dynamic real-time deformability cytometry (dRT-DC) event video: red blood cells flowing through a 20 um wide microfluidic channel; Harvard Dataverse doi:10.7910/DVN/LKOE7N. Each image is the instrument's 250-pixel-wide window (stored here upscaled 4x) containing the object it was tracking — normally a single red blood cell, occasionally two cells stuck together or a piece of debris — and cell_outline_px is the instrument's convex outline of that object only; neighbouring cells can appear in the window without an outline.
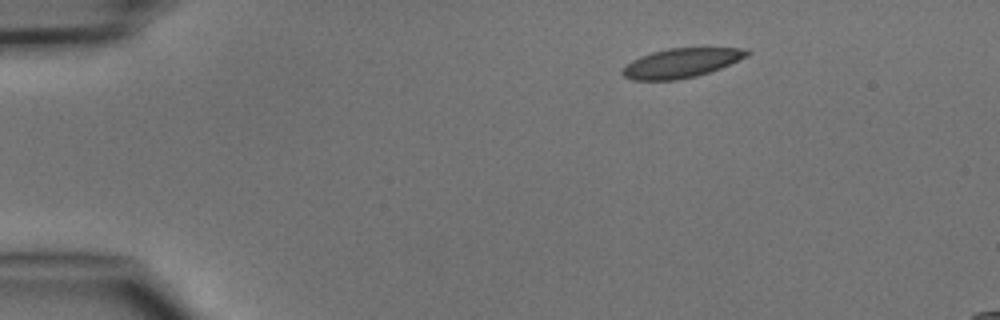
{"species": "common noctule bat (a hibernating species)", "species_latin": "Nyctalus noctula", "temperature_condition": "cold", "stored_images_in_passage": 4, "segment_of_instrument_passage": [1, 2], "camera_frame_rate_fps": 3000, "um_per_image_px": 0.085, "animal": {"sex": "male", "body_mass_g": 15.6}, "frame": {"image": 1, "passage_image": 1, "time_ms": 0.0, "image_size_px": [1000, 320], "cell_outline_px": [[752, 52], [748, 56], [720, 68], [696, 76], [676, 80], [632, 80], [624, 76], [620, 72], [632, 60], [640, 56], [652, 52], [668, 48], [748, 48]], "centroid_in_image_um": [57.92, 5.35], "position_along_channel_um": 27.1, "area_um2": 21.21}}